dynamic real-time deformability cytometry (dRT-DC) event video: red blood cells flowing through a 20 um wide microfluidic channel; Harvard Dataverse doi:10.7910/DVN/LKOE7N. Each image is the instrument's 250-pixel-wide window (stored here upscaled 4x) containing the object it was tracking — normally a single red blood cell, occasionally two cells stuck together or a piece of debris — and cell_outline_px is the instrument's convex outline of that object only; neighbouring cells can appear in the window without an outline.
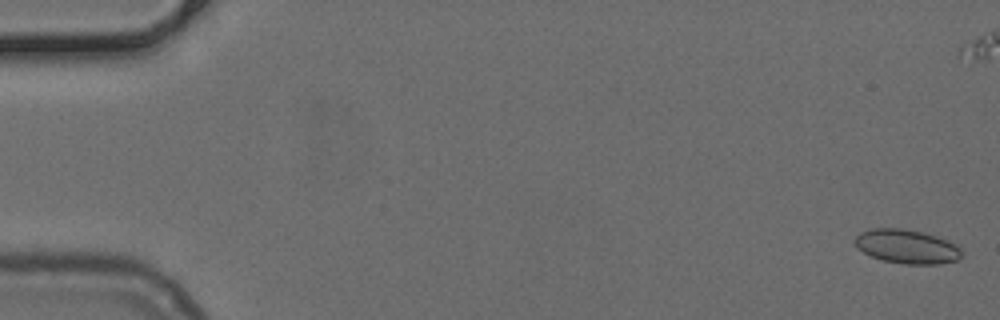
{"species": "common noctule bat (a hibernating species)", "species_latin": "Nyctalus noctula", "temperature_condition": "cold", "stored_images_in_passage": 52, "camera_frame_rate_fps": 3000, "um_per_image_px": 0.085, "animal": {"sex": "female", "body_mass_g": 24.6, "forearm_length_mm": 56.2}, "frame": {"image": 1, "passage_image": 1, "time_ms": 0.0, "image_size_px": [1000, 320], "cell_outline_px": [[960, 256], [956, 260], [940, 264], [904, 264], [880, 260], [856, 248], [852, 240], [860, 232], [872, 228], [900, 228], [924, 232], [936, 236], [956, 244], [960, 248]], "centroid_in_image_um": [77.02, 20.95], "position_along_channel_um": 8.0, "area_um2": 21.27}}
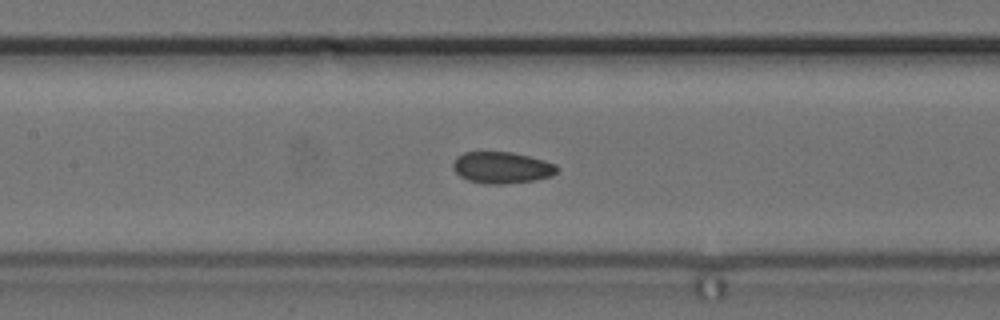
{"frame": {"image": 2, "passage_image": 24, "time_ms": 7.667, "image_size_px": [1000, 320], "cell_outline_px": [[560, 168], [552, 176], [536, 180], [504, 184], [484, 184], [468, 180], [460, 176], [452, 168], [452, 164], [456, 156], [464, 152], [512, 152], [544, 160], [556, 164]], "centroid_in_image_um": [42.65, 14.25], "position_along_channel_um": 164.7, "area_um2": 19.31}}
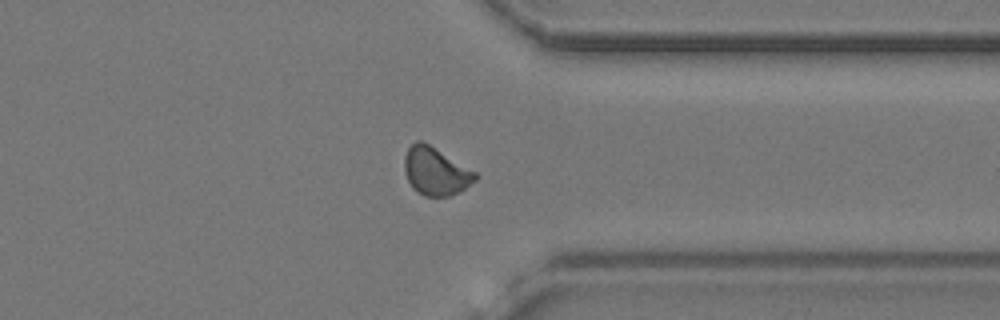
{"frame": {"image": 3, "passage_image": 40, "time_ms": 13.0, "image_size_px": [1000, 320], "cell_outline_px": [[480, 176], [476, 180], [452, 196], [424, 196], [416, 192], [412, 188], [404, 172], [404, 156], [408, 148], [416, 140], [420, 140], [428, 144], [476, 172]], "centroid_in_image_um": [37.01, 14.57], "position_along_channel_um": 374.4, "area_um2": 19.71}}